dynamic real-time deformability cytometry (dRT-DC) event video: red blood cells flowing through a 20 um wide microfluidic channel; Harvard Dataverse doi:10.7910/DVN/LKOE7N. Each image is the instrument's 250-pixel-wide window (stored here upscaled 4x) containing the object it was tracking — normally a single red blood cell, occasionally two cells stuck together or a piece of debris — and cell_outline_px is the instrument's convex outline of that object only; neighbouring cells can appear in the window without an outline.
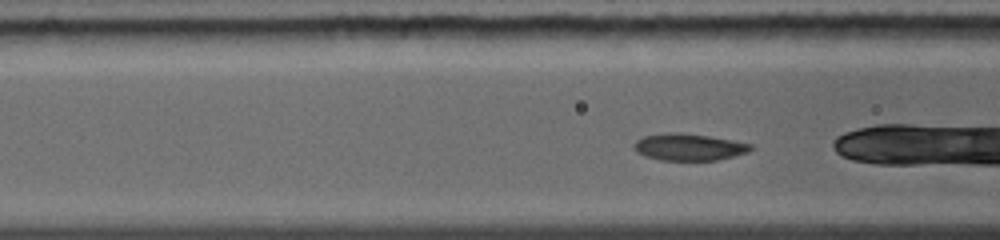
{"species": "common noctule bat (a hibernating species)", "species_latin": "Nyctalus noctula", "temperature_condition": "warm", "stored_images_in_passage": 36, "camera_frame_rate_fps": 5000, "um_per_image_px": 0.085, "animal": {"sex": "female", "body_mass_g": 19.0, "forearm_length_mm": 56.7}, "frame": {"image": 1, "passage_image": 5, "time_ms": 1.0, "image_size_px": [1000, 240], "cell_outline_px": [[756, 148], [748, 152], [716, 160], [660, 160], [644, 156], [636, 152], [632, 144], [636, 140], [644, 136], [668, 132], [680, 132], [708, 136], [732, 140], [752, 144]], "centroid_in_image_um": [58.54, 12.49], "position_along_channel_um": 108.1, "area_um2": 18.38}}
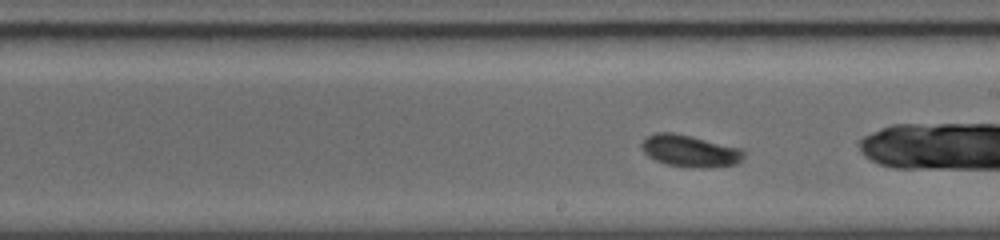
{"frame": {"image": 2, "passage_image": 17, "time_ms": 3.8, "image_size_px": [1000, 240], "cell_outline_px": [[744, 156], [736, 164], [704, 168], [692, 168], [664, 164], [648, 156], [640, 148], [640, 144], [648, 136], [656, 132], [672, 132], [744, 148]], "centroid_in_image_um": [58.64, 12.83], "position_along_channel_um": 230.4, "area_um2": 19.13}}
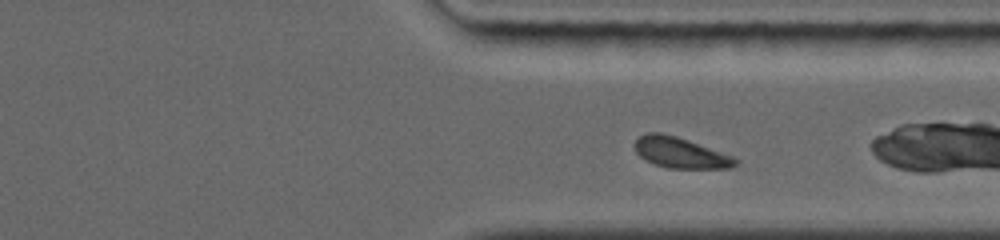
{"frame": {"image": 3, "passage_image": 29, "time_ms": 6.6, "image_size_px": [1000, 240], "cell_outline_px": [[740, 160], [736, 164], [728, 168], [668, 168], [652, 164], [644, 160], [636, 152], [632, 144], [640, 136], [648, 132], [660, 132], [676, 136], [688, 140], [732, 156]], "centroid_in_image_um": [57.77, 12.98], "position_along_channel_um": 353.6, "area_um2": 18.03}}